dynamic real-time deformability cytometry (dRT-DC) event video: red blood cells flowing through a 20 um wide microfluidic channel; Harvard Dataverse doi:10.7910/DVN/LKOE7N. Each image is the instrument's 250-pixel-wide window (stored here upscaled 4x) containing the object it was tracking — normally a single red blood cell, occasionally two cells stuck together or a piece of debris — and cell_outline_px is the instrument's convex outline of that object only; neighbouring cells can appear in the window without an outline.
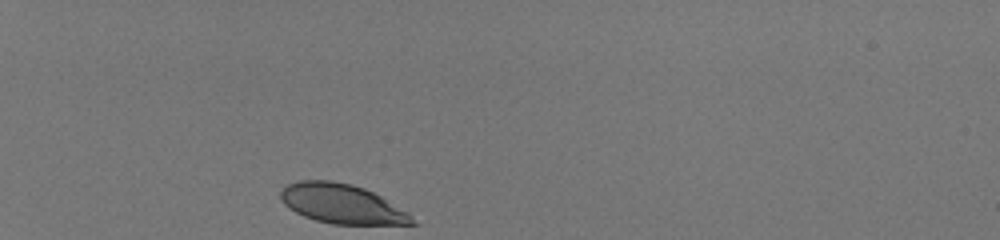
{"species": "human", "species_latin": "Homo sapiens", "temperature_condition": "room temperature", "stored_images_in_passage": 32, "camera_frame_rate_fps": 3000, "um_per_image_px": 0.085, "donor": {"sex": "male"}, "frame": {"image": 1, "passage_image": 1, "time_ms": 0.0, "image_size_px": [1000, 240], "cell_outline_px": [[420, 224], [332, 224], [316, 220], [304, 216], [288, 208], [284, 204], [280, 196], [280, 188], [288, 184], [300, 180], [332, 180], [352, 184], [364, 188], [380, 196], [408, 212]], "centroid_in_image_um": [29.05, 17.32], "position_along_channel_um": 56.0, "area_um2": 30.29}}
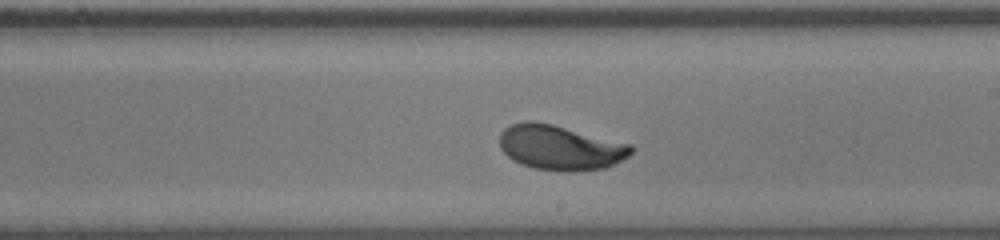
{"frame": {"image": 2, "passage_image": 19, "time_ms": 6.0, "image_size_px": [1000, 240], "cell_outline_px": [[636, 148], [628, 156], [608, 168], [576, 172], [564, 172], [532, 168], [520, 164], [512, 160], [500, 148], [500, 132], [504, 128], [512, 124], [524, 120], [532, 120], [552, 124], [632, 144]], "centroid_in_image_um": [47.63, 12.55], "position_along_channel_um": 241.4, "area_um2": 34.97}}
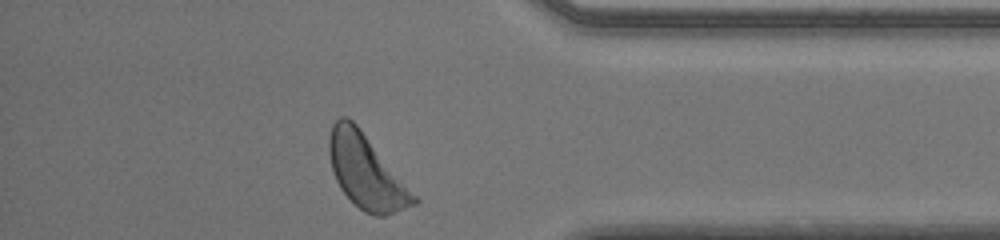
{"frame": {"image": 3, "passage_image": 32, "time_ms": 10.333, "image_size_px": [1000, 240], "cell_outline_px": [[420, 200], [416, 204], [384, 216], [376, 216], [364, 212], [340, 188], [336, 180], [332, 168], [328, 152], [328, 136], [332, 124], [340, 116], [348, 116], [356, 124]], "centroid_in_image_um": [31.1, 14.58], "position_along_channel_um": 404.1, "area_um2": 35.84}, "authors_computed_cell_mechanics": {"area_um2": 33.6685, "velocity_mm_per_s": 3.9576, "shape_relaxation_time_tau1_ms": 4.1623, "shape_relaxation_time_tau2_ms": null, "deformation_change_tau1": 0.1771, "deformation_change_tau2": null}}